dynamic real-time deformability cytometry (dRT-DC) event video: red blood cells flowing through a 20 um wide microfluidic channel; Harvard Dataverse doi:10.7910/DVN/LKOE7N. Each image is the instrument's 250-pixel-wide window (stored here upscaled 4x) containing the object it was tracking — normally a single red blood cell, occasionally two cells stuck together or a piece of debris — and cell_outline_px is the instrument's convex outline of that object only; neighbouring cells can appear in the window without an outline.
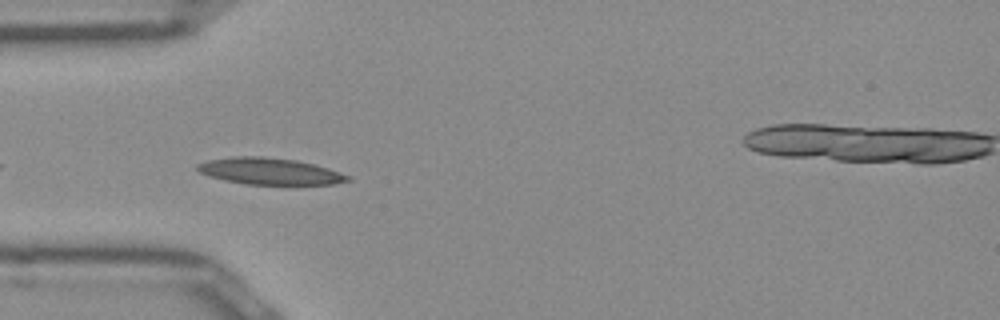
{"species": "Egyptian fruit bat (a non-hibernating species)", "species_latin": "Rousettus aegyptiacus", "temperature_condition": "room temperature", "stored_images_in_passage": 28, "camera_frame_rate_fps": 3000, "um_per_image_px": 0.085, "frame": {"image": 1, "passage_image": 3, "time_ms": 0.667, "image_size_px": [1000, 320], "cell_outline_px": [[352, 180], [332, 184], [288, 188], [244, 184], [224, 180], [200, 172], [196, 168], [196, 164], [208, 160], [232, 156], [260, 156], [296, 160], [328, 168], [352, 176]], "centroid_in_image_um": [23.01, 14.61], "position_along_channel_um": 62.0, "area_um2": 24.45}}
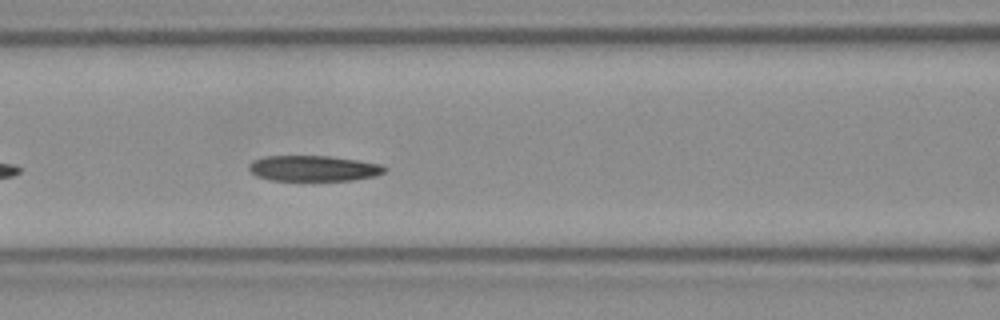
{"frame": {"image": 2, "passage_image": 9, "time_ms": 2.667, "image_size_px": [1000, 320], "cell_outline_px": [[388, 168], [384, 172], [376, 176], [352, 180], [268, 180], [256, 176], [248, 168], [248, 164], [252, 160], [264, 156], [332, 156], [380, 164]], "centroid_in_image_um": [26.62, 14.31], "position_along_channel_um": 140.0, "area_um2": 20.35}}
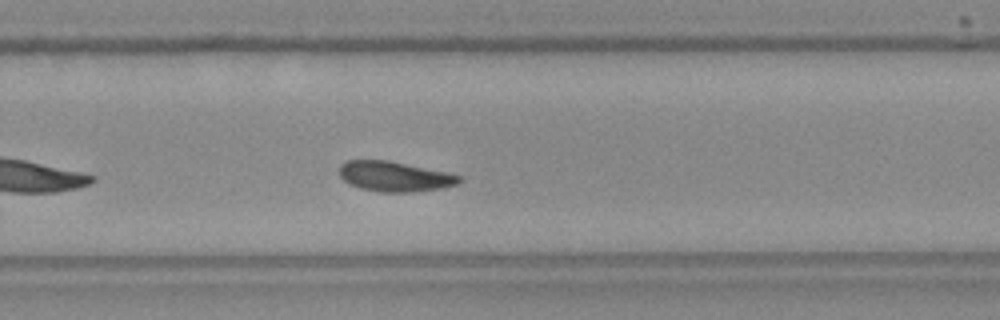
{"frame": {"image": 3, "passage_image": 21, "time_ms": 6.667, "image_size_px": [1000, 320], "cell_outline_px": [[460, 180], [456, 184], [440, 188], [412, 192], [380, 192], [360, 188], [344, 180], [340, 176], [340, 164], [348, 160], [388, 160], [448, 172], [460, 176]], "centroid_in_image_um": [33.52, 14.99], "position_along_channel_um": 296.3, "area_um2": 20.81}, "authors_computed_cell_mechanics": {"area_um2": 21.1548, "velocity_mm_per_s": 3.9078, "shape_relaxation_time_tau1_ms": null, "shape_relaxation_time_tau2_ms": 1.2234, "deformation_change_tau1": null, "deformation_change_tau2": 0.0549}}